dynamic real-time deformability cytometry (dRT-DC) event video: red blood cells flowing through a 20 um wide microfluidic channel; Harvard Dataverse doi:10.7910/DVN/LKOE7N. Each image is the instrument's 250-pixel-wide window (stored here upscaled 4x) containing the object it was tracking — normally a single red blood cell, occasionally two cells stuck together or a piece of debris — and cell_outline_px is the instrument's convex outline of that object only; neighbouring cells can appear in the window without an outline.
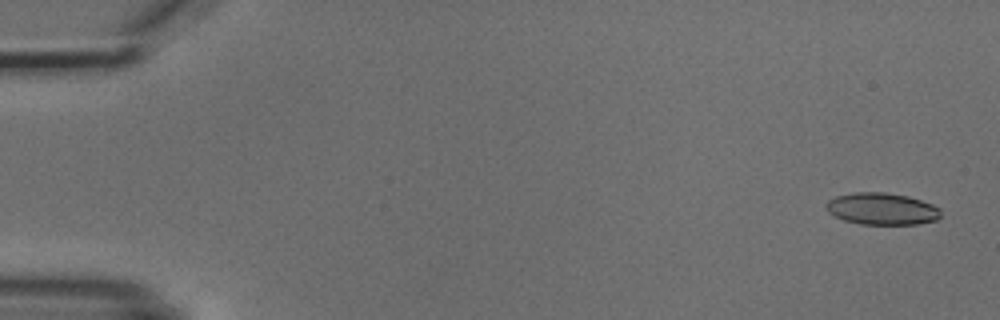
{"species": "common noctule bat (a hibernating species)", "species_latin": "Nyctalus noctula", "temperature_condition": "cold", "stored_images_in_passage": 4, "camera_frame_rate_fps": 3000, "um_per_image_px": 0.085, "animal": {"sex": "male", "body_mass_g": 18.8}, "frame": {"image": 1, "passage_image": 1, "time_ms": 0.0, "image_size_px": [1000, 320], "cell_outline_px": [[940, 216], [936, 220], [920, 224], [860, 224], [844, 220], [828, 212], [824, 204], [828, 200], [836, 196], [852, 192], [884, 192], [908, 196], [932, 204], [940, 208]], "centroid_in_image_um": [74.95, 17.74], "position_along_channel_um": 10.1, "area_um2": 21.39}}
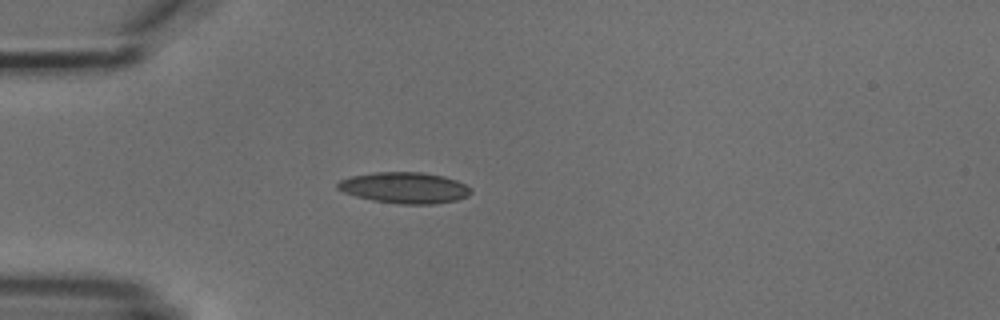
{"frame": {"image": 2, "passage_image": 4, "time_ms": 4.333, "image_size_px": [1000, 320], "cell_outline_px": [[472, 192], [468, 196], [456, 200], [432, 204], [400, 204], [372, 200], [356, 196], [344, 192], [336, 188], [336, 184], [340, 180], [352, 176], [372, 172], [424, 172], [444, 176], [456, 180], [472, 188]], "centroid_in_image_um": [34.4, 15.95], "position_along_channel_um": 50.6, "area_um2": 24.22}}